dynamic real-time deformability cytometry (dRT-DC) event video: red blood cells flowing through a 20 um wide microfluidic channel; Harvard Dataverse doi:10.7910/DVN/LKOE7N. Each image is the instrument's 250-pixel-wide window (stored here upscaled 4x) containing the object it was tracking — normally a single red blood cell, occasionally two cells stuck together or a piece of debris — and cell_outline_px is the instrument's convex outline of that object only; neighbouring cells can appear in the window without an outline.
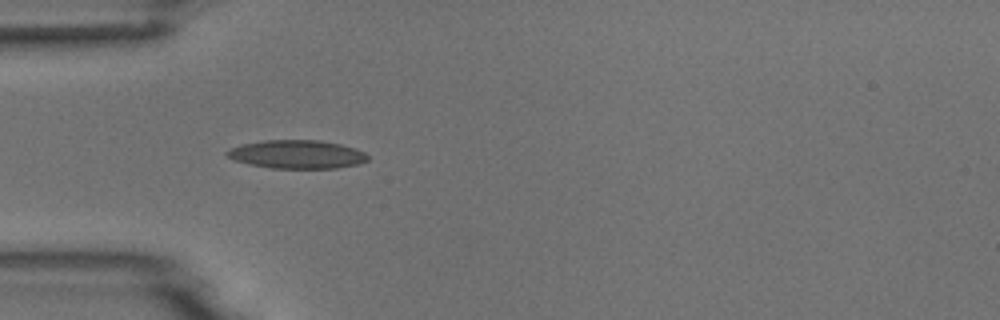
{"species": "common noctule bat (a hibernating species)", "species_latin": "Nyctalus noctula", "temperature_condition": "room temperature", "stored_images_in_passage": 2, "camera_frame_rate_fps": 3000, "um_per_image_px": 0.085, "animal": {"sex": "male", "body_mass_g": 18.8}, "frame": {"image": 1, "passage_image": 1, "time_ms": 0.0, "image_size_px": [1000, 320], "cell_outline_px": [[368, 160], [360, 164], [336, 168], [272, 168], [248, 164], [236, 160], [228, 156], [224, 152], [240, 144], [264, 140], [320, 140], [340, 144], [356, 148], [364, 152], [368, 156]], "centroid_in_image_um": [25.26, 13.11], "position_along_channel_um": 59.7, "area_um2": 23.35}}